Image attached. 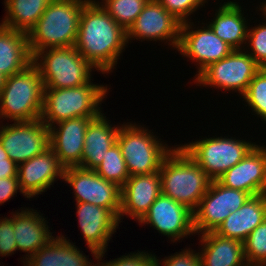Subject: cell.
Masks as SVG:
<instances>
[{"instance_id":"1","label":"cell","mask_w":266,"mask_h":266,"mask_svg":"<svg viewBox=\"0 0 266 266\" xmlns=\"http://www.w3.org/2000/svg\"><path fill=\"white\" fill-rule=\"evenodd\" d=\"M127 46L126 31L97 0H88L82 8L75 48L102 74L109 73Z\"/></svg>"},{"instance_id":"2","label":"cell","mask_w":266,"mask_h":266,"mask_svg":"<svg viewBox=\"0 0 266 266\" xmlns=\"http://www.w3.org/2000/svg\"><path fill=\"white\" fill-rule=\"evenodd\" d=\"M178 146V147H177ZM159 174L161 193L194 211L212 180L180 145L163 159Z\"/></svg>"},{"instance_id":"3","label":"cell","mask_w":266,"mask_h":266,"mask_svg":"<svg viewBox=\"0 0 266 266\" xmlns=\"http://www.w3.org/2000/svg\"><path fill=\"white\" fill-rule=\"evenodd\" d=\"M88 0H52L28 32L32 57L39 51L75 46L81 11Z\"/></svg>"},{"instance_id":"4","label":"cell","mask_w":266,"mask_h":266,"mask_svg":"<svg viewBox=\"0 0 266 266\" xmlns=\"http://www.w3.org/2000/svg\"><path fill=\"white\" fill-rule=\"evenodd\" d=\"M43 98V80L39 69L32 62L5 79L0 92V119H10L12 122L40 119Z\"/></svg>"},{"instance_id":"5","label":"cell","mask_w":266,"mask_h":266,"mask_svg":"<svg viewBox=\"0 0 266 266\" xmlns=\"http://www.w3.org/2000/svg\"><path fill=\"white\" fill-rule=\"evenodd\" d=\"M109 89L104 85L88 83L73 88H44L41 120L51 127L58 122L76 117H97ZM100 106V107H99Z\"/></svg>"},{"instance_id":"6","label":"cell","mask_w":266,"mask_h":266,"mask_svg":"<svg viewBox=\"0 0 266 266\" xmlns=\"http://www.w3.org/2000/svg\"><path fill=\"white\" fill-rule=\"evenodd\" d=\"M40 71L44 88H73L93 78L94 67L75 46L53 47L37 52L32 61Z\"/></svg>"},{"instance_id":"7","label":"cell","mask_w":266,"mask_h":266,"mask_svg":"<svg viewBox=\"0 0 266 266\" xmlns=\"http://www.w3.org/2000/svg\"><path fill=\"white\" fill-rule=\"evenodd\" d=\"M120 125L116 142L121 149L129 175L158 172L163 159L174 147L162 143L161 138L158 139L151 130L141 125L132 122Z\"/></svg>"},{"instance_id":"8","label":"cell","mask_w":266,"mask_h":266,"mask_svg":"<svg viewBox=\"0 0 266 266\" xmlns=\"http://www.w3.org/2000/svg\"><path fill=\"white\" fill-rule=\"evenodd\" d=\"M257 144L224 136L195 140L180 145L212 180L240 162Z\"/></svg>"},{"instance_id":"9","label":"cell","mask_w":266,"mask_h":266,"mask_svg":"<svg viewBox=\"0 0 266 266\" xmlns=\"http://www.w3.org/2000/svg\"><path fill=\"white\" fill-rule=\"evenodd\" d=\"M261 67L243 49L233 50L223 59L209 64L194 79L197 86L231 91L243 95Z\"/></svg>"},{"instance_id":"10","label":"cell","mask_w":266,"mask_h":266,"mask_svg":"<svg viewBox=\"0 0 266 266\" xmlns=\"http://www.w3.org/2000/svg\"><path fill=\"white\" fill-rule=\"evenodd\" d=\"M251 196L242 190L227 188L217 180L212 181L193 211L196 235L216 231L230 213L237 211Z\"/></svg>"},{"instance_id":"11","label":"cell","mask_w":266,"mask_h":266,"mask_svg":"<svg viewBox=\"0 0 266 266\" xmlns=\"http://www.w3.org/2000/svg\"><path fill=\"white\" fill-rule=\"evenodd\" d=\"M0 126V142L9 158L17 165L50 147L49 127L41 119Z\"/></svg>"},{"instance_id":"12","label":"cell","mask_w":266,"mask_h":266,"mask_svg":"<svg viewBox=\"0 0 266 266\" xmlns=\"http://www.w3.org/2000/svg\"><path fill=\"white\" fill-rule=\"evenodd\" d=\"M181 24L182 22L168 12L158 0H149L126 31L127 43L135 39L141 42L165 40L177 51Z\"/></svg>"},{"instance_id":"13","label":"cell","mask_w":266,"mask_h":266,"mask_svg":"<svg viewBox=\"0 0 266 266\" xmlns=\"http://www.w3.org/2000/svg\"><path fill=\"white\" fill-rule=\"evenodd\" d=\"M190 21L181 24L177 50L184 57L197 63L198 71L194 76L195 78L209 64L223 59L234 49L215 35L207 23L205 24L206 26H198L196 28L194 27V22ZM195 28L196 30H194Z\"/></svg>"},{"instance_id":"14","label":"cell","mask_w":266,"mask_h":266,"mask_svg":"<svg viewBox=\"0 0 266 266\" xmlns=\"http://www.w3.org/2000/svg\"><path fill=\"white\" fill-rule=\"evenodd\" d=\"M62 181L72 187L76 203H91L113 210L119 216L121 188L105 180L94 170L81 167L65 168Z\"/></svg>"},{"instance_id":"15","label":"cell","mask_w":266,"mask_h":266,"mask_svg":"<svg viewBox=\"0 0 266 266\" xmlns=\"http://www.w3.org/2000/svg\"><path fill=\"white\" fill-rule=\"evenodd\" d=\"M138 223L150 224V227L170 238L173 243L196 234L193 211L162 193Z\"/></svg>"},{"instance_id":"16","label":"cell","mask_w":266,"mask_h":266,"mask_svg":"<svg viewBox=\"0 0 266 266\" xmlns=\"http://www.w3.org/2000/svg\"><path fill=\"white\" fill-rule=\"evenodd\" d=\"M77 206L78 224L83 239L91 251L95 261H103L107 246L112 235L118 229L119 216L113 211L87 202L75 204Z\"/></svg>"},{"instance_id":"17","label":"cell","mask_w":266,"mask_h":266,"mask_svg":"<svg viewBox=\"0 0 266 266\" xmlns=\"http://www.w3.org/2000/svg\"><path fill=\"white\" fill-rule=\"evenodd\" d=\"M65 167L60 163L55 152L49 147L43 153L18 165L17 176L21 194L25 198H33L42 194L57 178L64 177Z\"/></svg>"},{"instance_id":"18","label":"cell","mask_w":266,"mask_h":266,"mask_svg":"<svg viewBox=\"0 0 266 266\" xmlns=\"http://www.w3.org/2000/svg\"><path fill=\"white\" fill-rule=\"evenodd\" d=\"M217 181L227 188L242 190L252 196L266 194V146L257 144Z\"/></svg>"},{"instance_id":"19","label":"cell","mask_w":266,"mask_h":266,"mask_svg":"<svg viewBox=\"0 0 266 266\" xmlns=\"http://www.w3.org/2000/svg\"><path fill=\"white\" fill-rule=\"evenodd\" d=\"M96 117H76L49 127V144L65 167H78L84 148V137L89 123Z\"/></svg>"},{"instance_id":"20","label":"cell","mask_w":266,"mask_h":266,"mask_svg":"<svg viewBox=\"0 0 266 266\" xmlns=\"http://www.w3.org/2000/svg\"><path fill=\"white\" fill-rule=\"evenodd\" d=\"M160 194L159 171L130 176L121 187L119 221L127 215L139 222Z\"/></svg>"},{"instance_id":"21","label":"cell","mask_w":266,"mask_h":266,"mask_svg":"<svg viewBox=\"0 0 266 266\" xmlns=\"http://www.w3.org/2000/svg\"><path fill=\"white\" fill-rule=\"evenodd\" d=\"M43 214L33 208H22L21 211L12 212L15 242L20 252H25L23 263L31 255L46 246L54 236ZM47 222V223H46Z\"/></svg>"},{"instance_id":"22","label":"cell","mask_w":266,"mask_h":266,"mask_svg":"<svg viewBox=\"0 0 266 266\" xmlns=\"http://www.w3.org/2000/svg\"><path fill=\"white\" fill-rule=\"evenodd\" d=\"M266 219V194L251 196L215 231L217 234L244 242L248 235Z\"/></svg>"},{"instance_id":"23","label":"cell","mask_w":266,"mask_h":266,"mask_svg":"<svg viewBox=\"0 0 266 266\" xmlns=\"http://www.w3.org/2000/svg\"><path fill=\"white\" fill-rule=\"evenodd\" d=\"M108 118L101 113L94 118L86 130L81 164L78 167L95 170L103 161L107 150L116 143L119 125L114 127Z\"/></svg>"},{"instance_id":"24","label":"cell","mask_w":266,"mask_h":266,"mask_svg":"<svg viewBox=\"0 0 266 266\" xmlns=\"http://www.w3.org/2000/svg\"><path fill=\"white\" fill-rule=\"evenodd\" d=\"M202 266H246L244 242L223 237L215 231L200 234Z\"/></svg>"},{"instance_id":"25","label":"cell","mask_w":266,"mask_h":266,"mask_svg":"<svg viewBox=\"0 0 266 266\" xmlns=\"http://www.w3.org/2000/svg\"><path fill=\"white\" fill-rule=\"evenodd\" d=\"M242 11L241 5L237 2H224L216 10L212 22L207 24L215 35L234 50H242L245 47L243 44H247L248 26L250 25Z\"/></svg>"},{"instance_id":"26","label":"cell","mask_w":266,"mask_h":266,"mask_svg":"<svg viewBox=\"0 0 266 266\" xmlns=\"http://www.w3.org/2000/svg\"><path fill=\"white\" fill-rule=\"evenodd\" d=\"M64 235H58L25 260L24 266H98ZM26 264V265H25Z\"/></svg>"},{"instance_id":"27","label":"cell","mask_w":266,"mask_h":266,"mask_svg":"<svg viewBox=\"0 0 266 266\" xmlns=\"http://www.w3.org/2000/svg\"><path fill=\"white\" fill-rule=\"evenodd\" d=\"M32 61L27 33L0 24V73L10 77Z\"/></svg>"},{"instance_id":"28","label":"cell","mask_w":266,"mask_h":266,"mask_svg":"<svg viewBox=\"0 0 266 266\" xmlns=\"http://www.w3.org/2000/svg\"><path fill=\"white\" fill-rule=\"evenodd\" d=\"M51 1L10 0L5 4L6 16L0 24L28 34Z\"/></svg>"},{"instance_id":"29","label":"cell","mask_w":266,"mask_h":266,"mask_svg":"<svg viewBox=\"0 0 266 266\" xmlns=\"http://www.w3.org/2000/svg\"><path fill=\"white\" fill-rule=\"evenodd\" d=\"M94 171L105 180L115 183L120 188L125 184L130 175L117 142L107 150L103 161Z\"/></svg>"},{"instance_id":"30","label":"cell","mask_w":266,"mask_h":266,"mask_svg":"<svg viewBox=\"0 0 266 266\" xmlns=\"http://www.w3.org/2000/svg\"><path fill=\"white\" fill-rule=\"evenodd\" d=\"M149 0H102L100 5L127 31Z\"/></svg>"},{"instance_id":"31","label":"cell","mask_w":266,"mask_h":266,"mask_svg":"<svg viewBox=\"0 0 266 266\" xmlns=\"http://www.w3.org/2000/svg\"><path fill=\"white\" fill-rule=\"evenodd\" d=\"M252 112L266 123V68H261L241 96Z\"/></svg>"},{"instance_id":"32","label":"cell","mask_w":266,"mask_h":266,"mask_svg":"<svg viewBox=\"0 0 266 266\" xmlns=\"http://www.w3.org/2000/svg\"><path fill=\"white\" fill-rule=\"evenodd\" d=\"M247 264L266 266V219L244 241Z\"/></svg>"},{"instance_id":"33","label":"cell","mask_w":266,"mask_h":266,"mask_svg":"<svg viewBox=\"0 0 266 266\" xmlns=\"http://www.w3.org/2000/svg\"><path fill=\"white\" fill-rule=\"evenodd\" d=\"M262 15L266 20V10H261ZM247 41L248 47L244 50L254 59V61L261 67L266 68V22H262L255 27H248ZM251 28V29H250ZM250 47V48H249Z\"/></svg>"},{"instance_id":"34","label":"cell","mask_w":266,"mask_h":266,"mask_svg":"<svg viewBox=\"0 0 266 266\" xmlns=\"http://www.w3.org/2000/svg\"><path fill=\"white\" fill-rule=\"evenodd\" d=\"M162 6L172 13L182 23L189 21V16L200 7L205 6L207 0H158Z\"/></svg>"},{"instance_id":"35","label":"cell","mask_w":266,"mask_h":266,"mask_svg":"<svg viewBox=\"0 0 266 266\" xmlns=\"http://www.w3.org/2000/svg\"><path fill=\"white\" fill-rule=\"evenodd\" d=\"M131 254V255H130ZM128 253L112 261H97L98 266H157V256L148 252Z\"/></svg>"},{"instance_id":"36","label":"cell","mask_w":266,"mask_h":266,"mask_svg":"<svg viewBox=\"0 0 266 266\" xmlns=\"http://www.w3.org/2000/svg\"><path fill=\"white\" fill-rule=\"evenodd\" d=\"M15 240L13 218L0 219V256H9L18 250Z\"/></svg>"},{"instance_id":"37","label":"cell","mask_w":266,"mask_h":266,"mask_svg":"<svg viewBox=\"0 0 266 266\" xmlns=\"http://www.w3.org/2000/svg\"><path fill=\"white\" fill-rule=\"evenodd\" d=\"M186 248L181 252H176L174 255L165 257L163 261L157 259V266H202L199 252ZM160 262V263H159Z\"/></svg>"},{"instance_id":"38","label":"cell","mask_w":266,"mask_h":266,"mask_svg":"<svg viewBox=\"0 0 266 266\" xmlns=\"http://www.w3.org/2000/svg\"><path fill=\"white\" fill-rule=\"evenodd\" d=\"M17 191L21 192L18 177L0 178V205L10 200Z\"/></svg>"},{"instance_id":"39","label":"cell","mask_w":266,"mask_h":266,"mask_svg":"<svg viewBox=\"0 0 266 266\" xmlns=\"http://www.w3.org/2000/svg\"><path fill=\"white\" fill-rule=\"evenodd\" d=\"M17 170L18 165L9 158L0 142V178L18 177Z\"/></svg>"},{"instance_id":"40","label":"cell","mask_w":266,"mask_h":266,"mask_svg":"<svg viewBox=\"0 0 266 266\" xmlns=\"http://www.w3.org/2000/svg\"><path fill=\"white\" fill-rule=\"evenodd\" d=\"M5 79H6V77L3 76V75L0 73V92L2 91V89H3V87H4Z\"/></svg>"},{"instance_id":"41","label":"cell","mask_w":266,"mask_h":266,"mask_svg":"<svg viewBox=\"0 0 266 266\" xmlns=\"http://www.w3.org/2000/svg\"><path fill=\"white\" fill-rule=\"evenodd\" d=\"M258 9H259L260 11H261V10H266V1H265L264 3L262 2V5H261V6L259 5V8H258Z\"/></svg>"},{"instance_id":"42","label":"cell","mask_w":266,"mask_h":266,"mask_svg":"<svg viewBox=\"0 0 266 266\" xmlns=\"http://www.w3.org/2000/svg\"><path fill=\"white\" fill-rule=\"evenodd\" d=\"M246 266H265V265H249V264H247Z\"/></svg>"},{"instance_id":"43","label":"cell","mask_w":266,"mask_h":266,"mask_svg":"<svg viewBox=\"0 0 266 266\" xmlns=\"http://www.w3.org/2000/svg\"><path fill=\"white\" fill-rule=\"evenodd\" d=\"M10 0H4V5L7 3V2H9Z\"/></svg>"}]
</instances>
